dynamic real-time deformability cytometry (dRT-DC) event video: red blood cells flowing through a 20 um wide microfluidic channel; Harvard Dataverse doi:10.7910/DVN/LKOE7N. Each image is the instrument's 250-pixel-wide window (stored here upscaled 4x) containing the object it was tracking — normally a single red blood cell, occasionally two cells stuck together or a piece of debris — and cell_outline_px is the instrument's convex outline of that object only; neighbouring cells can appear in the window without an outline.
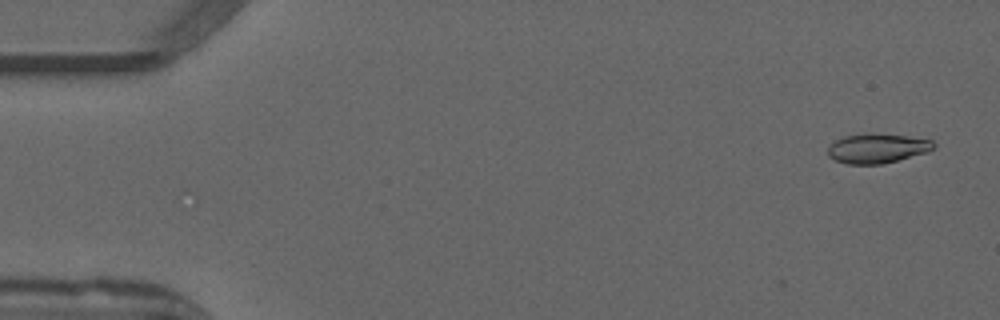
{"species": "common noctule bat (a hibernating species)", "species_latin": "Nyctalus noctula", "temperature_condition": "warm", "stored_images_in_passage": 52, "camera_frame_rate_fps": 3000, "um_per_image_px": 0.085, "animal": {"sex": "male", "forearm_length_mm": 52.5}, "frame": {"image": 1, "passage_image": 3, "time_ms": 0.667, "image_size_px": [1000, 320], "cell_outline_px": [[936, 148], [928, 152], [884, 164], [848, 164], [836, 160], [828, 156], [828, 148], [836, 140], [844, 136], [904, 136], [932, 140], [936, 144]], "centroid_in_image_um": [74.62, 12.66], "position_along_channel_um": 10.4, "area_um2": 17.46}}
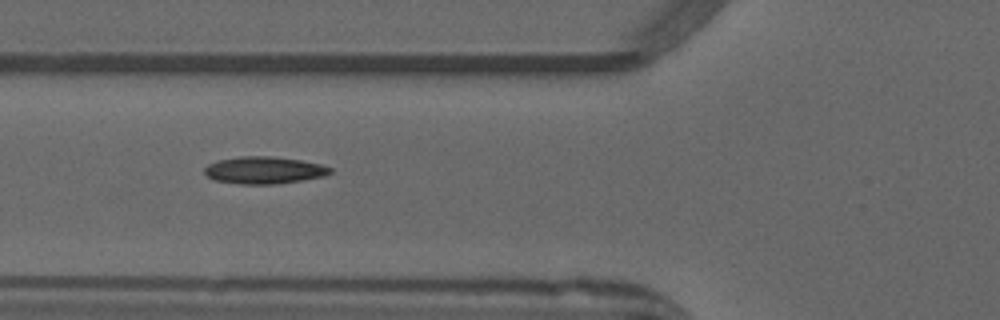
{"frame": {"image": 2, "passage_image": 20, "time_ms": 6.333, "image_size_px": [1000, 320], "cell_outline_px": [[332, 172], [324, 176], [276, 184], [240, 184], [216, 180], [208, 176], [204, 172], [204, 168], [208, 164], [216, 160], [240, 156], [272, 156], [300, 160], [320, 164], [332, 168]], "centroid_in_image_um": [22.43, 14.46], "position_along_channel_um": 103.4, "area_um2": 19.83}}
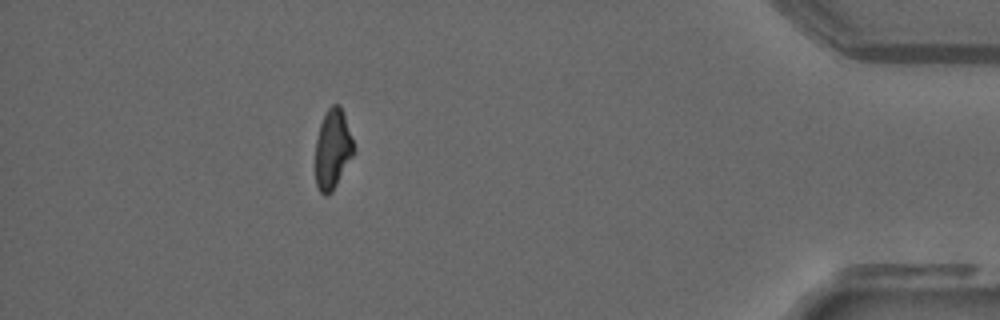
{"frame": {"image": 3, "passage_image": 47, "time_ms": 15.333, "image_size_px": [1000, 320], "cell_outline_px": [[352, 156], [332, 192], [328, 196], [324, 196], [320, 192], [316, 184], [316, 140], [320, 124], [328, 108], [332, 104], [340, 104], [352, 140]], "centroid_in_image_um": [28.24, 12.7], "position_along_channel_um": 407.0, "area_um2": 17.28}, "authors_computed_cell_mechanics": {"area_um2": 18.785, "velocity_mm_per_s": 3.9738, "shape_relaxation_time_tau1_ms": 8.4916, "shape_relaxation_time_tau2_ms": 3.6639, "deformation_change_tau1": 0.2162, "deformation_change_tau2": 0.1056}}